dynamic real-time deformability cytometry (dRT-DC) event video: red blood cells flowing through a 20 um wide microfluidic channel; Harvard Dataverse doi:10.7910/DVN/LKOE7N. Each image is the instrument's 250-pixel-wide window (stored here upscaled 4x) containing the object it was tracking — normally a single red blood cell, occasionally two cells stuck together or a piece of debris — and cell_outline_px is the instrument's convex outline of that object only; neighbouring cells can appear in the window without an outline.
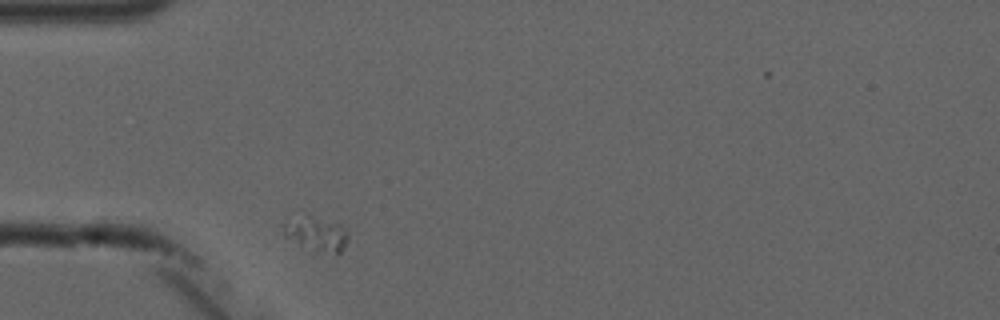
{"species": "common noctule bat (a hibernating species)", "species_latin": "Nyctalus noctula", "temperature_condition": "cold", "stored_images_in_passage": 2, "camera_frame_rate_fps": 3000, "um_per_image_px": 0.085, "animal": {"sex": "male", "forearm_length_mm": 52.5}, "frame": {"image": 1, "passage_image": 1, "time_ms": 0.0, "image_size_px": [1000, 320], "cell_outline_px": [[348, 240], [344, 248], [340, 252], [312, 252], [288, 236], [280, 228], [284, 224], [312, 220], [344, 224], [348, 232]], "centroid_in_image_um": [27.04, 20.01], "position_along_channel_um": 58.0, "area_um2": 11.62}}